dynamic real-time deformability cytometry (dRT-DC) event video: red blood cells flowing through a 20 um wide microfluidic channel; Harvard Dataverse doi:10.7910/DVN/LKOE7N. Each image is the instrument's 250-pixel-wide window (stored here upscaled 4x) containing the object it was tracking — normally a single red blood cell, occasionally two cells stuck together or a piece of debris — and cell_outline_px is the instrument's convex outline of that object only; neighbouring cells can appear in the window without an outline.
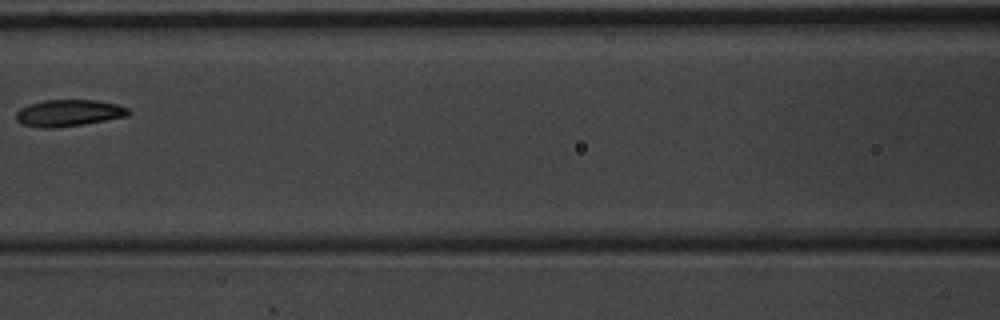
{"species": "common noctule bat (a hibernating species)", "species_latin": "Nyctalus noctula", "temperature_condition": "warm", "stored_images_in_passage": 5, "camera_frame_rate_fps": 3000, "um_per_image_px": 0.085, "animal": {"sex": "male", "body_mass_g": 20.1, "forearm_length_mm": 53.5}, "frame": {"image": 1, "passage_image": 4, "time_ms": 1.0, "image_size_px": [1000, 320], "cell_outline_px": [[132, 112], [128, 116], [84, 124], [52, 128], [40, 128], [20, 124], [16, 120], [16, 112], [20, 108], [28, 104], [44, 100], [100, 100], [116, 104], [128, 108]], "centroid_in_image_um": [5.83, 9.6], "position_along_channel_um": 160.8, "area_um2": 17.69}}
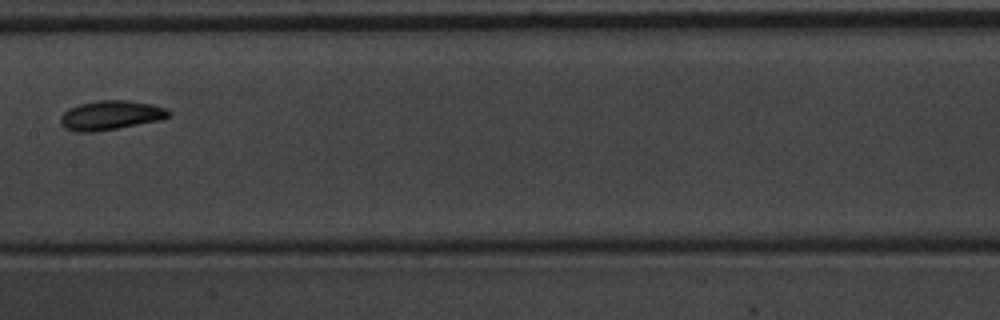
{"frame": {"image": 2, "passage_image": 5, "time_ms": 1.333, "image_size_px": [1000, 320], "cell_outline_px": [[172, 116], [160, 120], [96, 132], [76, 132], [64, 128], [60, 124], [60, 116], [68, 108], [80, 104], [96, 100], [128, 100], [152, 104], [164, 108], [172, 112]], "centroid_in_image_um": [9.39, 9.8], "position_along_channel_um": 198.0, "area_um2": 18.67}}